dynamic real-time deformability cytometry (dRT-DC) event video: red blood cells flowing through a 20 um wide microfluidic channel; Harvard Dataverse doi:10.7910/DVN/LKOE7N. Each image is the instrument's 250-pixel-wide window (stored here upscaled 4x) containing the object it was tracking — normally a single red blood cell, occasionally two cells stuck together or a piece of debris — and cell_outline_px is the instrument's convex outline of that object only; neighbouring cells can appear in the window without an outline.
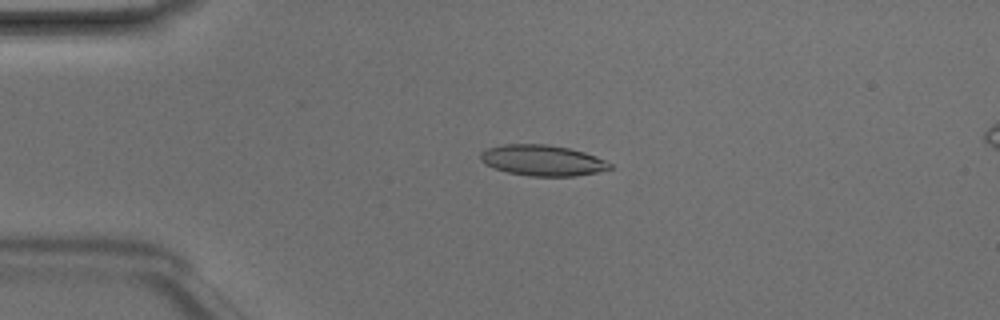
{"species": "Egyptian fruit bat (a non-hibernating species)", "species_latin": "Rousettus aegyptiacus", "temperature_condition": "room temperature", "stored_images_in_passage": 48, "camera_frame_rate_fps": 3000, "um_per_image_px": 0.085, "animal": {"sex": "male"}, "frame": {"image": 1, "passage_image": 11, "time_ms": 3.333, "image_size_px": [1000, 320], "cell_outline_px": [[612, 168], [596, 172], [576, 176], [528, 176], [508, 172], [484, 164], [480, 160], [480, 152], [488, 148], [504, 144], [548, 144], [568, 148], [584, 152], [596, 156], [612, 164]], "centroid_in_image_um": [46.1, 13.63], "position_along_channel_um": 38.9, "area_um2": 23.18}}
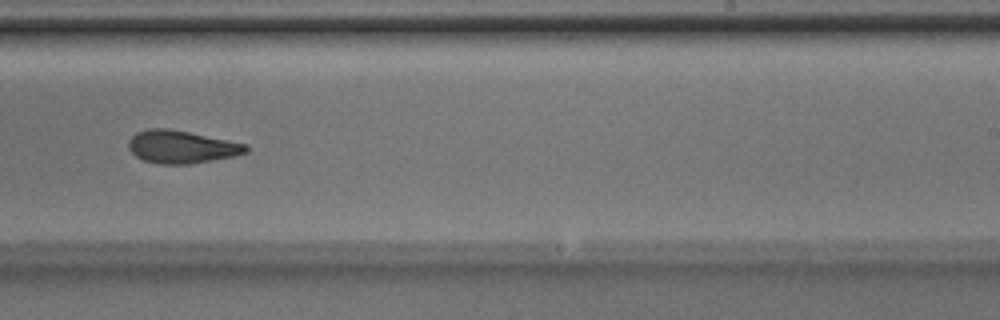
{"frame": {"image": 2, "passage_image": 30, "time_ms": 9.667, "image_size_px": [1000, 320], "cell_outline_px": [[248, 152], [232, 156], [212, 160], [188, 164], [160, 164], [144, 160], [136, 156], [128, 148], [128, 140], [136, 132], [148, 128], [168, 128], [248, 144]], "centroid_in_image_um": [15.4, 12.47], "position_along_channel_um": 273.6, "area_um2": 22.31}}
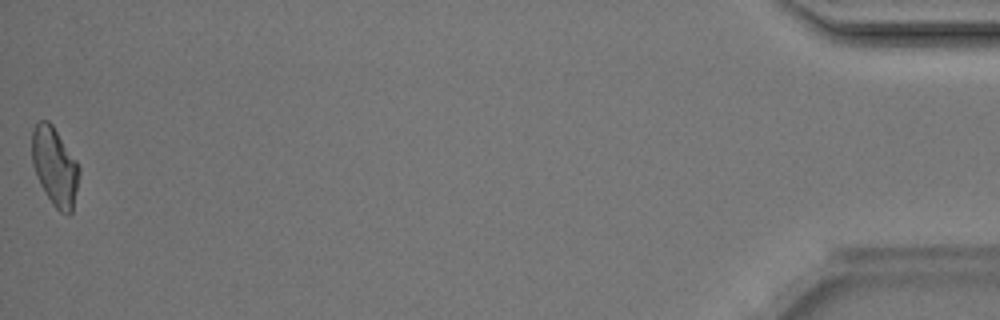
{"frame": {"image": 3, "passage_image": 48, "time_ms": 15.667, "image_size_px": [1000, 320], "cell_outline_px": [[80, 172], [72, 212], [68, 216], [60, 212], [52, 204], [40, 184], [36, 176], [32, 164], [32, 128], [40, 120], [48, 120], [52, 124], [76, 160], [80, 168]], "centroid_in_image_um": [4.65, 14.16], "position_along_channel_um": 430.5, "area_um2": 21.62}, "authors_computed_cell_mechanics": {"area_um2": 22.6576, "velocity_mm_per_s": 4.2265, "shape_relaxation_time_tau1_ms": 4.9129, "shape_relaxation_time_tau2_ms": 3.6121, "deformation_change_tau1": 0.1574, "deformation_change_tau2": 0.1134}}